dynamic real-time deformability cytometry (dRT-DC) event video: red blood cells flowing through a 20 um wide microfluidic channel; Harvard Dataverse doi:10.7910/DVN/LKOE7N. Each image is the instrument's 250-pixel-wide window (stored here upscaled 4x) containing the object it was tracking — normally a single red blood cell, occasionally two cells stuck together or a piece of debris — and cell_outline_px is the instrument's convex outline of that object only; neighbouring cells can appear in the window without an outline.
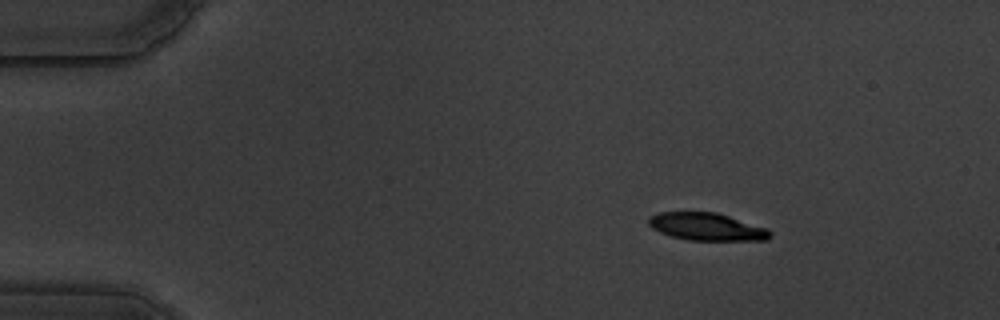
{"species": "common noctule bat (a hibernating species)", "species_latin": "Nyctalus noctula", "temperature_condition": "warm", "stored_images_in_passage": 50, "camera_frame_rate_fps": 3000, "um_per_image_px": 0.085, "animal": {"sex": "male", "body_mass_g": 19.5, "forearm_length_mm": 54.6}, "frame": {"image": 1, "passage_image": 1, "time_ms": 0.0, "image_size_px": [1000, 320], "cell_outline_px": [[772, 236], [768, 240], [688, 240], [672, 236], [660, 232], [652, 228], [648, 224], [648, 216], [660, 212], [716, 212], [768, 228], [772, 232]], "centroid_in_image_um": [60.09, 19.27], "position_along_channel_um": 24.9, "area_um2": 19.59}}
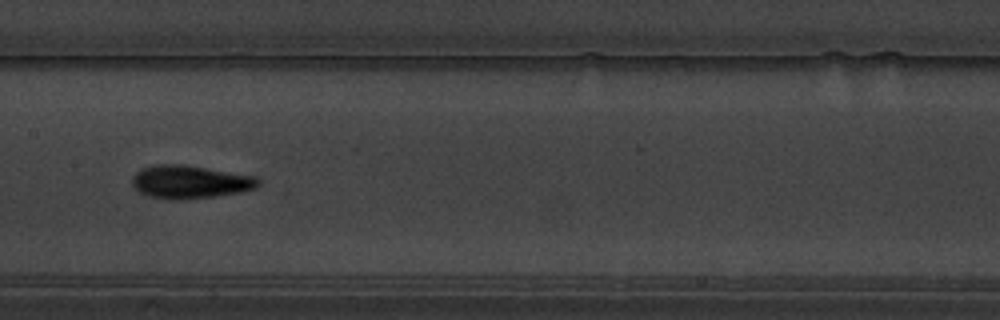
{"frame": {"image": 2, "passage_image": 22, "time_ms": 7.0, "image_size_px": [1000, 320], "cell_outline_px": [[260, 184], [256, 188], [240, 192], [216, 196], [176, 200], [172, 200], [148, 196], [140, 192], [132, 184], [132, 176], [140, 168], [156, 164], [180, 164], [256, 176], [260, 180]], "centroid_in_image_um": [16.14, 15.46], "position_along_channel_um": 191.3, "area_um2": 24.33}}
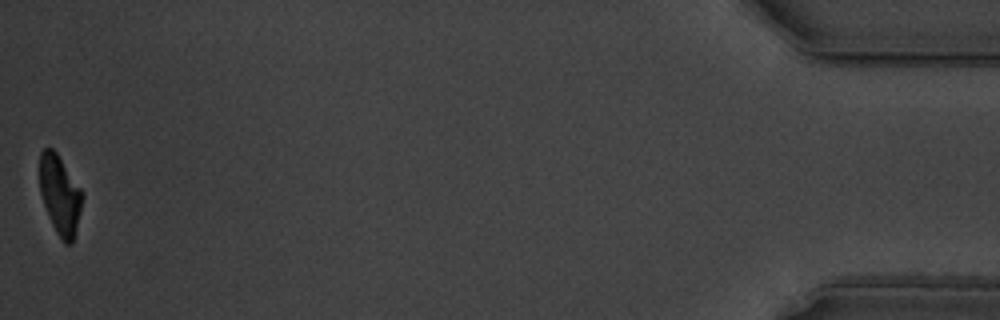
{"frame": {"image": 3, "passage_image": 50, "time_ms": 16.333, "image_size_px": [1000, 320], "cell_outline_px": [[84, 196], [72, 244], [64, 244], [56, 232], [52, 224], [44, 204], [40, 192], [40, 152], [44, 148], [52, 148], [56, 152], [84, 192]], "centroid_in_image_um": [5.11, 16.56], "position_along_channel_um": 430.1, "area_um2": 19.59}, "authors_computed_cell_mechanics": {"area_um2": 21.9929, "velocity_mm_per_s": 3.5156, "shape_relaxation_time_tau1_ms": 3.6449, "shape_relaxation_time_tau2_ms": 5.3156, "deformation_change_tau1": 0.1911, "deformation_change_tau2": 0.0808}}